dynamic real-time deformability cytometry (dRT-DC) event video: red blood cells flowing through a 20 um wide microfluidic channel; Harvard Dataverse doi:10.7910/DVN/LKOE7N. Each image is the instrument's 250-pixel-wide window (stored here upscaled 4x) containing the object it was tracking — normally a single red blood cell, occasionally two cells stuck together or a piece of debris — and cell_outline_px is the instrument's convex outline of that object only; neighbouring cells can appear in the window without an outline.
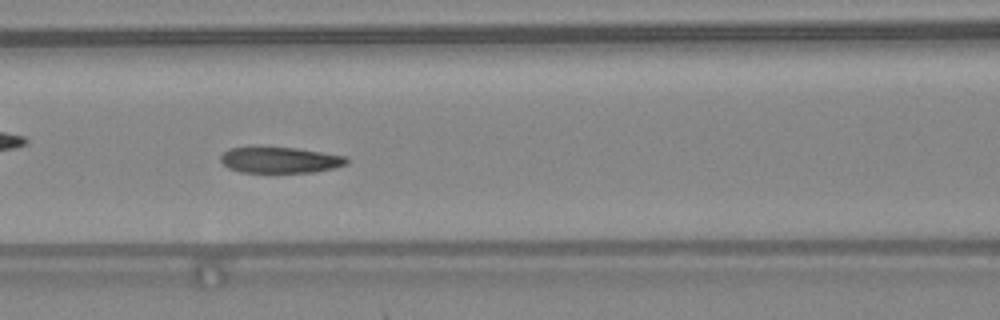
{"species": "common noctule bat (a hibernating species)", "species_latin": "Nyctalus noctula", "temperature_condition": "warm", "stored_images_in_passage": 49, "camera_frame_rate_fps": 3000, "um_per_image_px": 0.085, "animal": {"sex": "female", "body_mass_g": 24.6, "forearm_length_mm": 56.2}, "frame": {"image": 1, "passage_image": 22, "time_ms": 7.0, "image_size_px": [1000, 320], "cell_outline_px": [[348, 164], [336, 168], [316, 172], [240, 172], [228, 168], [220, 160], [220, 156], [228, 148], [296, 148], [344, 156], [348, 160]], "centroid_in_image_um": [23.82, 13.62], "position_along_channel_um": 142.8, "area_um2": 18.84}, "authors_computed_cell_mechanics": {"area_um2": 19.9988, "velocity_mm_per_s": 4.2939, "shape_relaxation_time_tau1_ms": 4.1284, "shape_relaxation_time_tau2_ms": 1.8126, "deformation_change_tau1": 0.1624, "deformation_change_tau2": 0.0924}}